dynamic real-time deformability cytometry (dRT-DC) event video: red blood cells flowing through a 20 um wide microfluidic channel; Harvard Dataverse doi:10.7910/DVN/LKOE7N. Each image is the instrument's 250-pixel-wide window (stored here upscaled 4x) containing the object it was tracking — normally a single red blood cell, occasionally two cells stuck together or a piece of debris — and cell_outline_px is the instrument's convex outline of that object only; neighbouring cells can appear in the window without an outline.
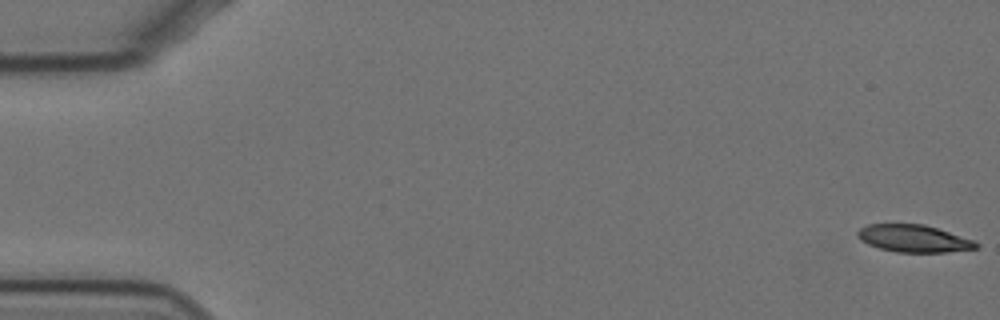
{"species": "Egyptian fruit bat (a non-hibernating species)", "species_latin": "Rousettus aegyptiacus", "temperature_condition": "cold", "stored_images_in_passage": 59, "segment_of_instrument_passage": [1, 2], "camera_frame_rate_fps": 3000, "um_per_image_px": 0.085, "animal": {"sex": "female"}, "frame": {"image": 1, "passage_image": 1, "time_ms": 0.0, "image_size_px": [1000, 320], "cell_outline_px": [[980, 248], [948, 252], [896, 252], [880, 248], [868, 244], [860, 240], [856, 236], [856, 232], [860, 228], [868, 224], [924, 224], [976, 240], [980, 244]], "centroid_in_image_um": [77.7, 20.27], "position_along_channel_um": 7.3, "area_um2": 19.07}}
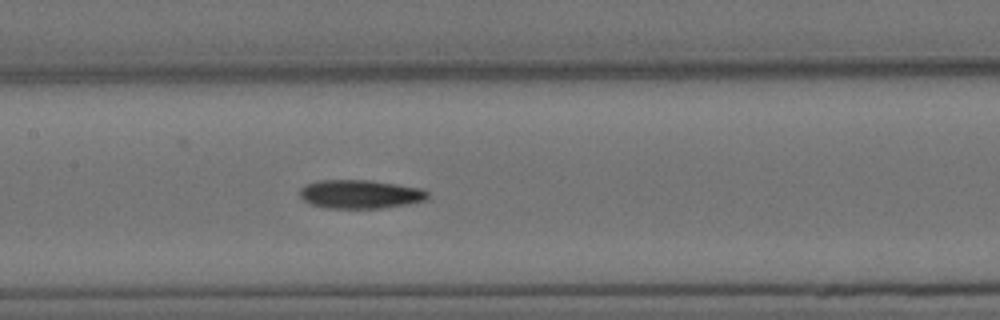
{"frame": {"image": 2, "passage_image": 28, "time_ms": 9.0, "image_size_px": [1000, 320], "cell_outline_px": [[428, 200], [408, 204], [380, 208], [324, 208], [312, 204], [304, 200], [300, 196], [300, 188], [304, 184], [316, 180], [372, 180], [424, 188], [428, 192]], "centroid_in_image_um": [30.64, 16.49], "position_along_channel_um": 176.8, "area_um2": 21.68}}
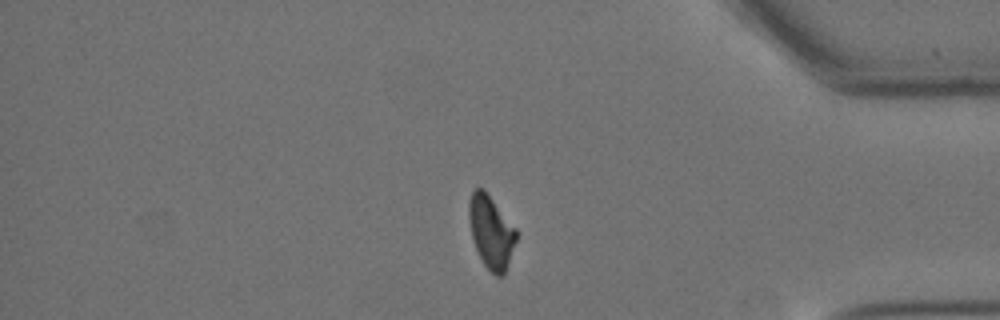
{"frame": {"image": 3, "passage_image": 49, "time_ms": 16.0, "image_size_px": [1000, 320], "cell_outline_px": [[516, 240], [504, 276], [496, 276], [484, 264], [476, 248], [472, 236], [468, 220], [468, 204], [472, 192], [476, 188], [484, 188], [516, 228]], "centroid_in_image_um": [41.73, 19.69], "position_along_channel_um": 393.5, "area_um2": 19.94}}